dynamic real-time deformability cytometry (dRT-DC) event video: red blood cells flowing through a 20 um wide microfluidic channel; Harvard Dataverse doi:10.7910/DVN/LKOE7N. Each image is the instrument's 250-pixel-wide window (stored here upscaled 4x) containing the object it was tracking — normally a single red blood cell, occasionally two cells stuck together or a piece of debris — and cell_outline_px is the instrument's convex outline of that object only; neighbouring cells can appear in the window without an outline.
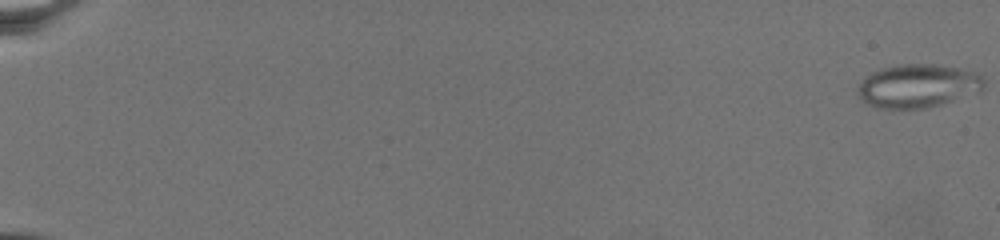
{"species": "common noctule bat (a hibernating species)", "species_latin": "Nyctalus noctula", "temperature_condition": "warm", "stored_images_in_passage": 76, "camera_frame_rate_fps": 3000, "um_per_image_px": 0.085, "animal": {"sex": "female", "body_mass_g": 19.5, "forearm_length_mm": 54.1}, "frame": {"image": 1, "passage_image": 1, "time_ms": 0.0, "image_size_px": [1000, 240], "cell_outline_px": [[984, 88], [980, 92], [928, 108], [892, 112], [876, 108], [860, 100], [856, 88], [864, 76], [880, 68], [900, 64], [936, 64], [976, 72], [984, 80]], "centroid_in_image_um": [77.94, 7.35], "position_along_channel_um": 7.1, "area_um2": 32.95}}
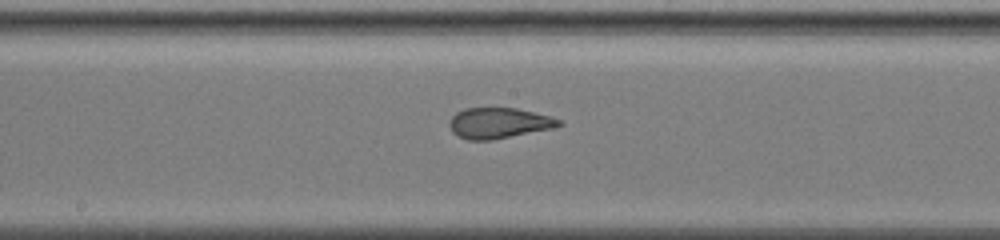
{"frame": {"image": 2, "passage_image": 45, "time_ms": 14.667, "image_size_px": [1000, 240], "cell_outline_px": [[564, 124], [556, 128], [492, 140], [468, 140], [452, 132], [448, 124], [448, 120], [456, 112], [464, 108], [516, 108], [548, 116], [560, 120]], "centroid_in_image_um": [42.39, 10.46], "position_along_channel_um": 205.8, "area_um2": 19.65}}
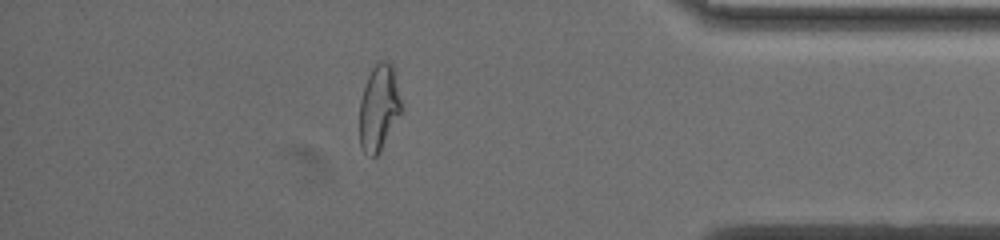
{"frame": {"image": 3, "passage_image": 68, "time_ms": 22.333, "image_size_px": [1000, 240], "cell_outline_px": [[400, 112], [380, 152], [376, 156], [372, 156], [364, 152], [360, 144], [360, 100], [368, 76], [372, 68], [380, 60], [388, 60], [392, 64], [400, 100]], "centroid_in_image_um": [32.18, 9.15], "position_along_channel_um": 403.0, "area_um2": 20.35}}